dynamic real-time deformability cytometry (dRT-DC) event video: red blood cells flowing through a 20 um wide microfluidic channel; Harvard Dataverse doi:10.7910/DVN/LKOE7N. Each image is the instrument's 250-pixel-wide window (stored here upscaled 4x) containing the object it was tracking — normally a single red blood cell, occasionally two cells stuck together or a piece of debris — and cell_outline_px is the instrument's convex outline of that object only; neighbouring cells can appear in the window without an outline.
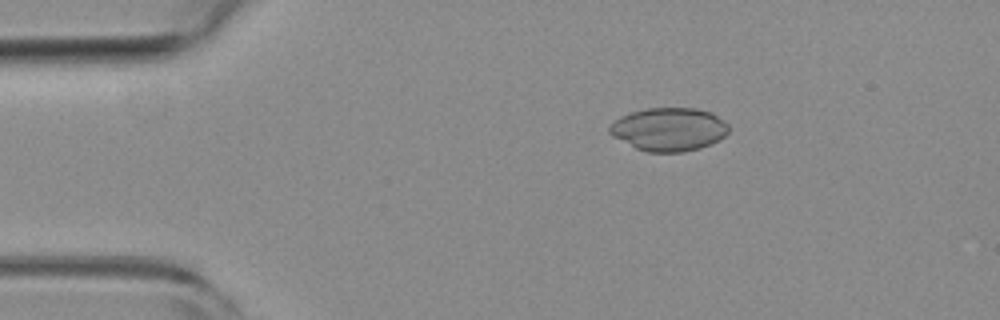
{"species": "common noctule bat (a hibernating species)", "species_latin": "Nyctalus noctula", "temperature_condition": "room temperature", "stored_images_in_passage": 51, "camera_frame_rate_fps": 3000, "um_per_image_px": 0.085, "animal": {"sex": "female", "body_mass_g": 19.3, "forearm_length_mm": 54.1}, "frame": {"image": 1, "passage_image": 6, "time_ms": 1.667, "image_size_px": [1000, 320], "cell_outline_px": [[728, 132], [720, 140], [712, 144], [700, 148], [684, 152], [648, 152], [636, 148], [612, 136], [608, 132], [608, 128], [620, 116], [644, 108], [696, 108], [712, 112], [724, 120], [728, 124]], "centroid_in_image_um": [56.88, 10.99], "position_along_channel_um": 28.1, "area_um2": 30.23}}
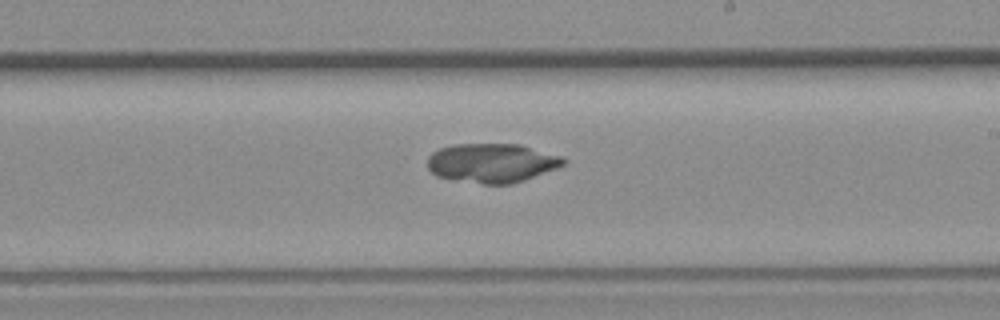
{"frame": {"image": 2, "passage_image": 28, "time_ms": 9.0, "image_size_px": [1000, 320], "cell_outline_px": [[568, 160], [564, 164], [556, 168], [524, 180], [512, 184], [484, 184], [436, 176], [428, 168], [428, 156], [432, 152], [440, 148], [452, 144], [520, 144], [564, 156]], "centroid_in_image_um": [41.83, 13.84], "position_along_channel_um": 247.2, "area_um2": 31.1}}
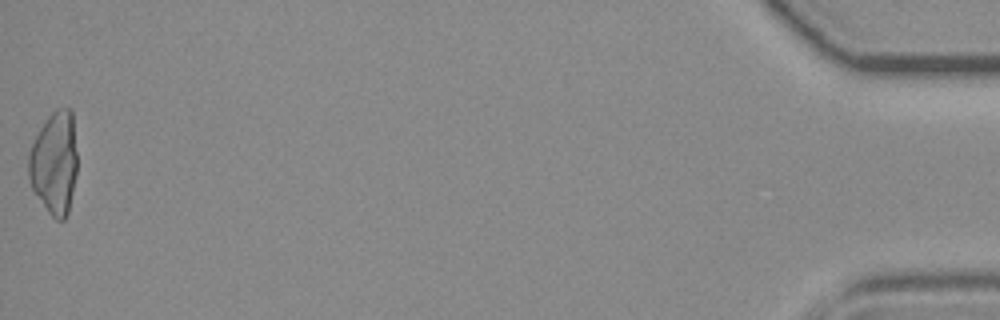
{"frame": {"image": 3, "passage_image": 51, "time_ms": 16.667, "image_size_px": [1000, 320], "cell_outline_px": [[76, 176], [68, 212], [64, 220], [56, 220], [48, 212], [32, 188], [28, 176], [28, 156], [32, 144], [40, 128], [48, 116], [56, 108], [72, 108], [76, 152]], "centroid_in_image_um": [4.62, 13.83], "position_along_channel_um": 430.6, "area_um2": 29.07}}